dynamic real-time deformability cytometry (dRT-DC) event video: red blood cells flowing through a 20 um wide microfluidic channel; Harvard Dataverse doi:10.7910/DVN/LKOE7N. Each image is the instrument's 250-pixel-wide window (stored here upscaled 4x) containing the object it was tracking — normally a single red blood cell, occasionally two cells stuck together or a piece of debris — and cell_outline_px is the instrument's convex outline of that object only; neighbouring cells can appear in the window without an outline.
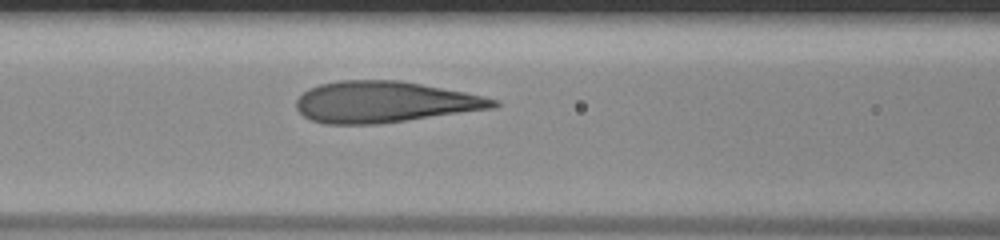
{"species": "human", "species_latin": "Homo sapiens", "temperature_condition": "room temperature", "stored_images_in_passage": 38, "camera_frame_rate_fps": 3000, "um_per_image_px": 0.085, "donor": {"sex": "male"}, "frame": {"image": 1, "passage_image": 16, "time_ms": 5.0, "image_size_px": [1000, 240], "cell_outline_px": [[500, 104], [496, 108], [376, 124], [324, 124], [312, 120], [304, 116], [296, 108], [296, 100], [308, 88], [320, 84], [340, 80], [400, 80], [464, 92], [500, 100]], "centroid_in_image_um": [32.68, 8.67], "position_along_channel_um": 133.9, "area_um2": 47.22}}
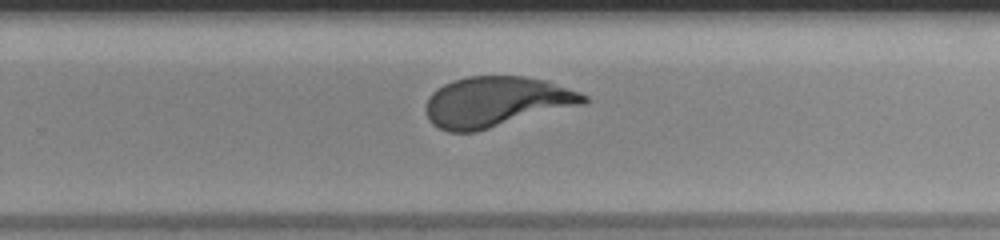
{"frame": {"image": 2, "passage_image": 27, "time_ms": 8.667, "image_size_px": [1000, 240], "cell_outline_px": [[588, 100], [584, 104], [476, 132], [448, 132], [432, 124], [428, 116], [428, 100], [432, 92], [444, 84], [452, 80], [468, 76], [524, 76], [548, 80], [580, 92], [588, 96]], "centroid_in_image_um": [42.22, 8.65], "position_along_channel_um": 287.6, "area_um2": 46.24}}
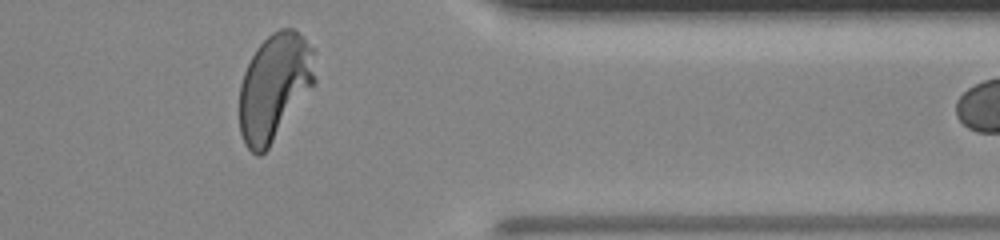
{"frame": {"image": 3, "passage_image": 35, "time_ms": 11.333, "image_size_px": [1000, 240], "cell_outline_px": [[316, 80], [268, 148], [260, 156], [256, 156], [244, 144], [240, 132], [240, 84], [244, 72], [256, 48], [272, 32], [280, 28], [292, 28], [304, 36], [316, 48]], "centroid_in_image_um": [23.35, 7.33], "position_along_channel_um": 388.0, "area_um2": 47.16}}